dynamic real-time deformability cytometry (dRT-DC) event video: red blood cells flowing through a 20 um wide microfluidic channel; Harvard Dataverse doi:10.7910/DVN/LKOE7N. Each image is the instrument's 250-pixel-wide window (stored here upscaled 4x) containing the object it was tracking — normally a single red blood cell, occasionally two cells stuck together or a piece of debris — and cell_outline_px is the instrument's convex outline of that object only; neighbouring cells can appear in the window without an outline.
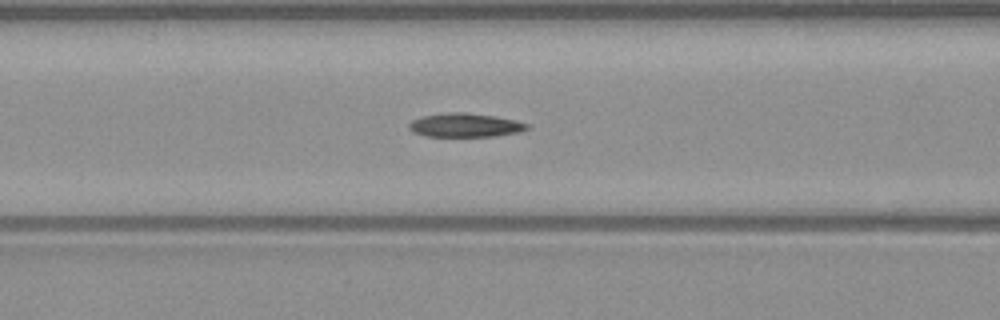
{"species": "common noctule bat (a hibernating species)", "species_latin": "Nyctalus noctula", "temperature_condition": "warm", "stored_images_in_passage": 50, "camera_frame_rate_fps": 3000, "um_per_image_px": 0.085, "animal": {"sex": "male", "body_mass_g": 23.1, "forearm_length_mm": 52.7}, "frame": {"image": 1, "passage_image": 20, "time_ms": 6.333, "image_size_px": [1000, 320], "cell_outline_px": [[528, 128], [520, 132], [492, 136], [428, 136], [412, 132], [408, 128], [408, 124], [412, 120], [424, 116], [440, 112], [464, 112], [496, 116], [516, 120], [528, 124]], "centroid_in_image_um": [39.51, 10.62], "position_along_channel_um": 127.1, "area_um2": 16.42}}
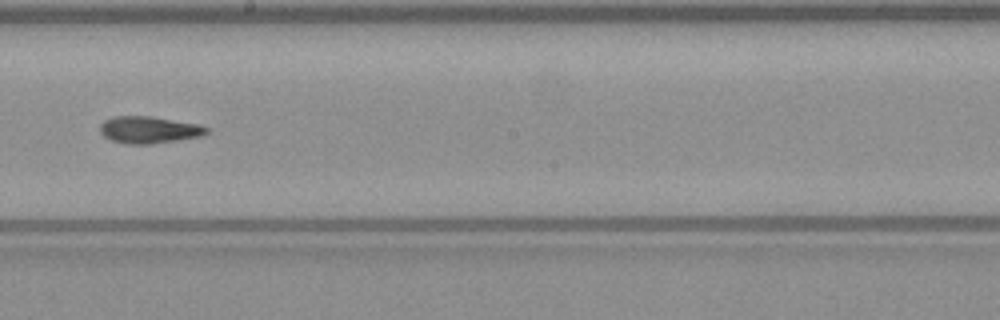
{"frame": {"image": 2, "passage_image": 28, "time_ms": 9.0, "image_size_px": [1000, 320], "cell_outline_px": [[208, 132], [200, 136], [152, 144], [128, 144], [112, 140], [104, 136], [100, 132], [100, 124], [104, 120], [112, 116], [152, 116], [196, 124], [208, 128]], "centroid_in_image_um": [12.61, 11.03], "position_along_channel_um": 235.6, "area_um2": 16.59}}
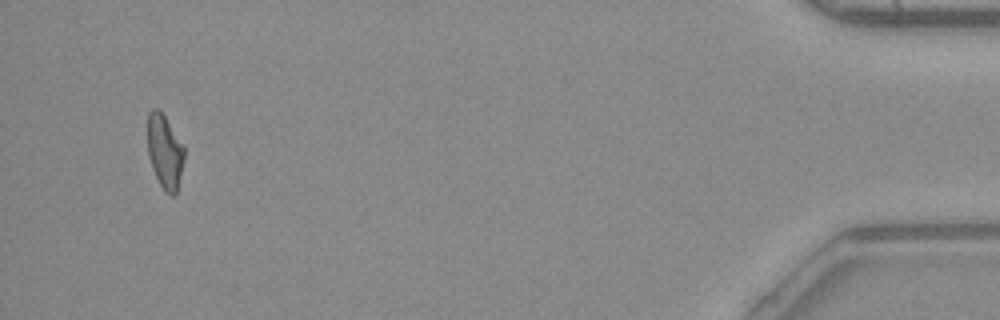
{"frame": {"image": 3, "passage_image": 48, "time_ms": 15.667, "image_size_px": [1000, 320], "cell_outline_px": [[184, 160], [176, 196], [172, 196], [164, 192], [152, 168], [148, 156], [148, 112], [152, 108], [160, 108], [184, 144]], "centroid_in_image_um": [14.02, 12.87], "position_along_channel_um": 421.2, "area_um2": 16.18}, "authors_computed_cell_mechanics": {"area_um2": 16.5886, "velocity_mm_per_s": 4.068, "shape_relaxation_time_tau1_ms": null, "shape_relaxation_time_tau2_ms": 8.3326, "deformation_change_tau1": null, "deformation_change_tau2": 0.1716}}